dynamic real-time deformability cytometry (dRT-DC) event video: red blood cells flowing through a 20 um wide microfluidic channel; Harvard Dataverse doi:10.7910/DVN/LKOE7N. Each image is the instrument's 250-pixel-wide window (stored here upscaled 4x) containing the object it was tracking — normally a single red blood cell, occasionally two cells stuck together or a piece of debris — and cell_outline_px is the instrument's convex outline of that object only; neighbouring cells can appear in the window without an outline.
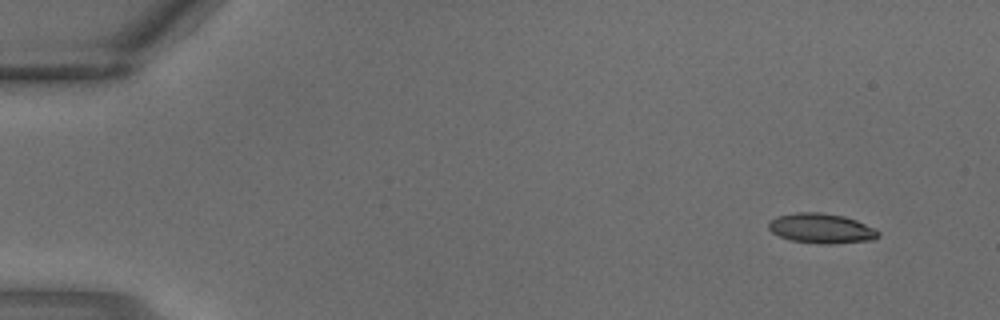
{"species": "common noctule bat (a hibernating species)", "species_latin": "Nyctalus noctula", "temperature_condition": "warm", "stored_images_in_passage": 4, "segment_of_instrument_passage": [1, 2], "camera_frame_rate_fps": 3000, "um_per_image_px": 0.085, "animal": {"sex": "male", "body_mass_g": 18.8}, "frame": {"image": 1, "passage_image": 1, "time_ms": 0.0, "image_size_px": [1000, 320], "cell_outline_px": [[880, 236], [872, 240], [832, 244], [820, 244], [788, 240], [772, 232], [768, 228], [768, 220], [776, 216], [796, 212], [820, 212], [844, 216], [856, 220], [876, 228], [880, 232]], "centroid_in_image_um": [69.81, 19.41], "position_along_channel_um": 15.2, "area_um2": 19.42}}
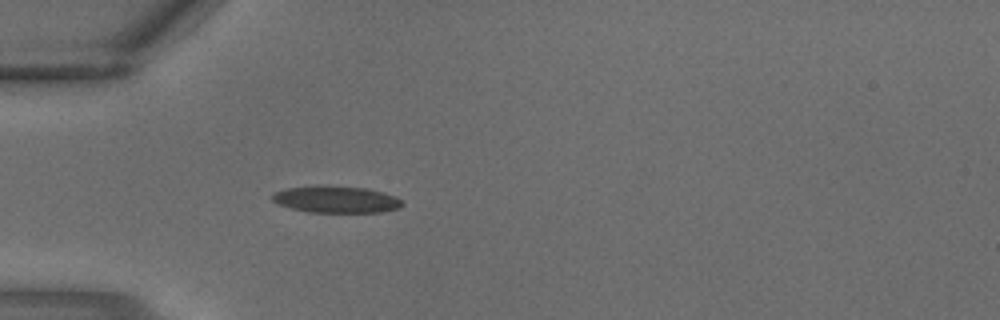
{"frame": {"image": 2, "passage_image": 3, "time_ms": 0.667, "image_size_px": [1000, 320], "cell_outline_px": [[404, 204], [400, 208], [380, 212], [308, 212], [292, 208], [280, 204], [272, 200], [272, 196], [276, 192], [288, 188], [316, 184], [364, 188], [396, 196]], "centroid_in_image_um": [28.57, 16.94], "position_along_channel_um": 56.4, "area_um2": 20.23}}